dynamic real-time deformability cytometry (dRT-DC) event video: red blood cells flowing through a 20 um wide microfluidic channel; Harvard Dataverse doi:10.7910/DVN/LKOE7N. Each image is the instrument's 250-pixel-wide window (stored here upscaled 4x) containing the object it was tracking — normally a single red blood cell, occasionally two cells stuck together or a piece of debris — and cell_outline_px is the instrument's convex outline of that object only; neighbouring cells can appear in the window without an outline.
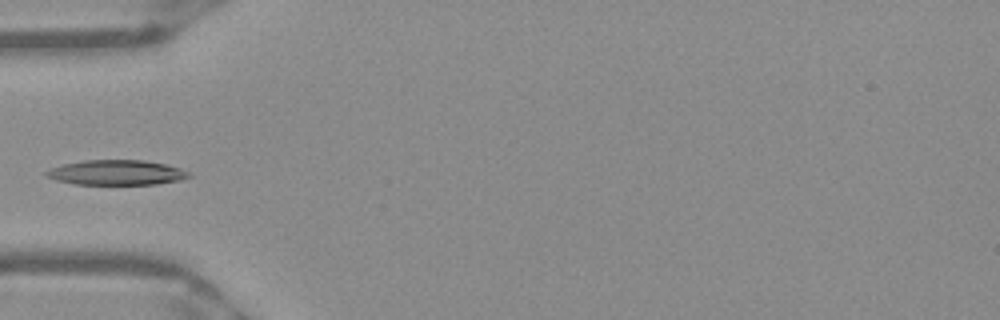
{"species": "Egyptian fruit bat (a non-hibernating species)", "species_latin": "Rousettus aegyptiacus", "temperature_condition": "warm", "stored_images_in_passage": 36, "camera_frame_rate_fps": 3000, "um_per_image_px": 0.085, "frame": {"image": 1, "passage_image": 1, "time_ms": 0.0, "image_size_px": [1000, 320], "cell_outline_px": [[192, 176], [180, 180], [156, 184], [72, 184], [56, 180], [44, 176], [44, 172], [52, 168], [64, 164], [84, 160], [144, 160], [164, 164], [180, 168], [188, 172]], "centroid_in_image_um": [9.88, 14.67], "position_along_channel_um": 75.1, "area_um2": 20.69}}
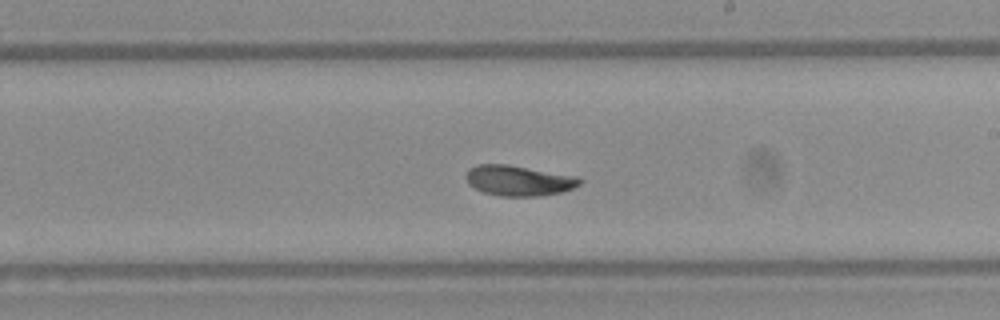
{"frame": {"image": 2, "passage_image": 14, "time_ms": 4.333, "image_size_px": [1000, 320], "cell_outline_px": [[584, 180], [580, 184], [572, 188], [560, 192], [540, 196], [500, 196], [484, 192], [468, 184], [464, 176], [468, 168], [476, 164], [508, 164], [580, 176]], "centroid_in_image_um": [44.09, 15.33], "position_along_channel_um": 244.9, "area_um2": 20.46}}
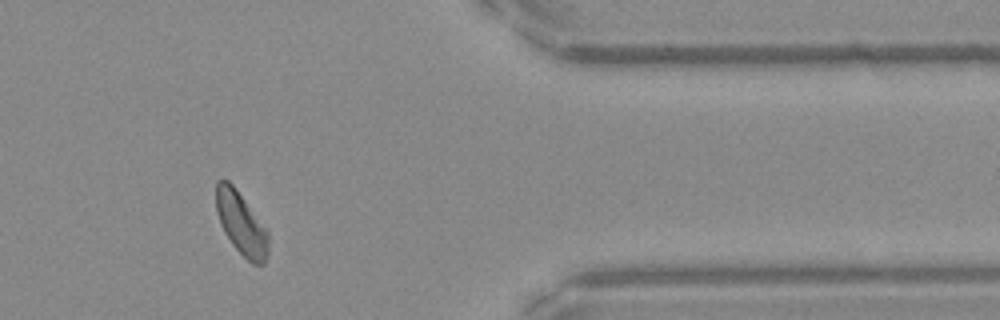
{"frame": {"image": 3, "passage_image": 27, "time_ms": 8.667, "image_size_px": [1000, 320], "cell_outline_px": [[268, 252], [264, 264], [252, 264], [232, 244], [224, 232], [220, 224], [216, 212], [216, 180], [228, 180], [236, 188], [268, 232]], "centroid_in_image_um": [20.48, 18.99], "position_along_channel_um": 390.9, "area_um2": 18.9}}